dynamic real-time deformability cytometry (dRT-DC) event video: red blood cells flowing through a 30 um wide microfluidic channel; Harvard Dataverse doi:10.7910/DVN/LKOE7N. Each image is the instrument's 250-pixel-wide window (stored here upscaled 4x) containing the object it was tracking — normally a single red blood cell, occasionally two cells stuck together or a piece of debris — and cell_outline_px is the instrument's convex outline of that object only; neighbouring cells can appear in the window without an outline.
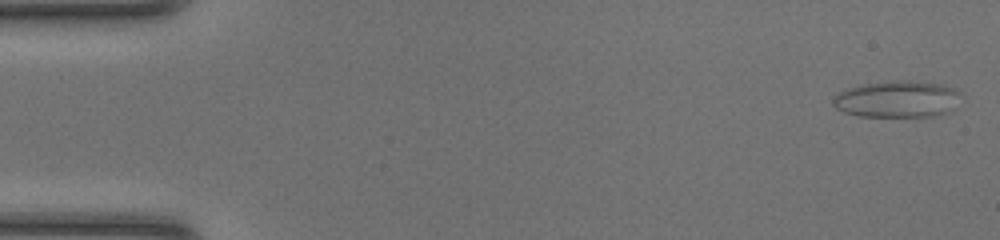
{"species": "common noctule bat (a hibernating species)", "species_latin": "Nyctalus noctula", "temperature_condition": "room temperature", "stored_images_in_passage": 47, "segment_of_instrument_passage": [1, 2], "camera_frame_rate_fps": 3000, "um_per_image_px": 0.085, "animal": {"sex": "female", "body_mass_g": 20.0, "forearm_length_mm": 54.0}, "frame": {"image": 1, "passage_image": 1, "time_ms": 0.0, "image_size_px": [1000, 240], "cell_outline_px": [[964, 96], [956, 108], [952, 112], [940, 116], [860, 116], [844, 112], [836, 108], [832, 104], [832, 96], [848, 88], [860, 84], [900, 80], [908, 80], [940, 84], [952, 88], [960, 92]], "centroid_in_image_um": [76.33, 8.43], "position_along_channel_um": 8.7, "area_um2": 27.86}}
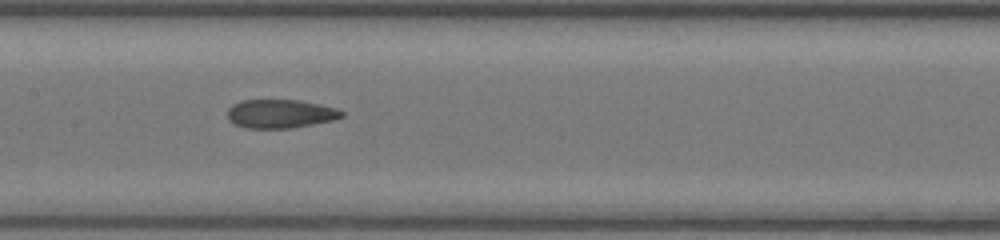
{"frame": {"image": 2, "passage_image": 23, "time_ms": 7.333, "image_size_px": [1000, 240], "cell_outline_px": [[344, 116], [332, 120], [292, 128], [244, 128], [228, 120], [228, 108], [232, 104], [240, 100], [300, 100], [320, 104], [336, 108], [344, 112]], "centroid_in_image_um": [23.81, 9.66], "position_along_channel_um": 183.6, "area_um2": 19.13}}
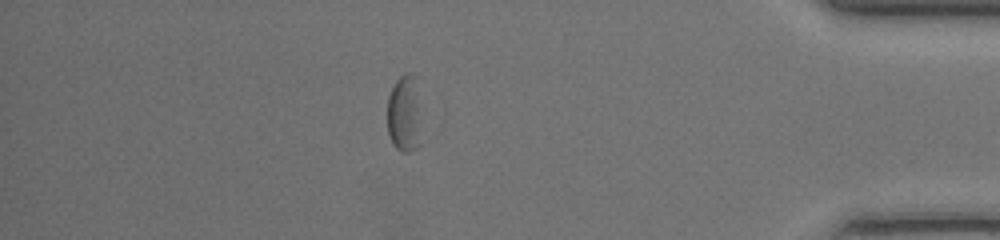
{"frame": {"image": 3, "passage_image": 41, "time_ms": 13.333, "image_size_px": [1000, 240], "cell_outline_px": [[420, 144], [416, 148], [408, 152], [400, 152], [392, 144], [388, 132], [388, 96], [396, 80], [400, 76], [408, 72], [412, 72]], "centroid_in_image_um": [34.28, 9.76], "position_along_channel_um": 400.9, "area_um2": 14.28}}